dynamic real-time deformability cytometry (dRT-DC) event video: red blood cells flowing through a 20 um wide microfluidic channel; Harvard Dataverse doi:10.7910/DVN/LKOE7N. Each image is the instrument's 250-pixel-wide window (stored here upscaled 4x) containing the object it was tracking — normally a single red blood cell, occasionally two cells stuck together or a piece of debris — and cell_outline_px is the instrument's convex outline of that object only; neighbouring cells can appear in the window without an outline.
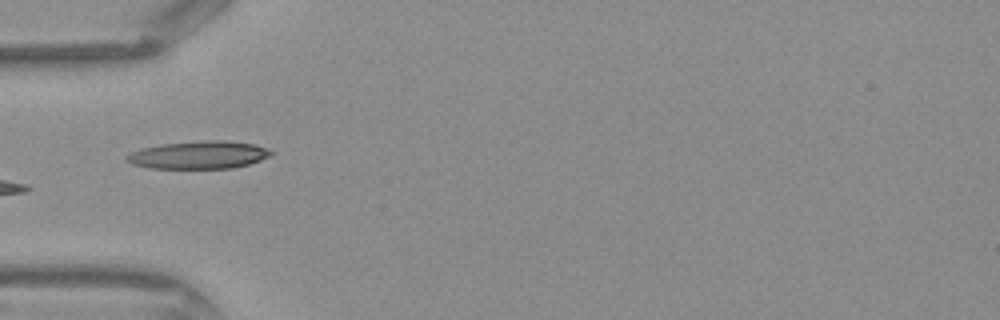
{"species": "Egyptian fruit bat (a non-hibernating species)", "species_latin": "Rousettus aegyptiacus", "temperature_condition": "warm", "stored_images_in_passage": 30, "camera_frame_rate_fps": 3000, "um_per_image_px": 0.085, "frame": {"image": 1, "passage_image": 1, "time_ms": 0.0, "image_size_px": [1000, 320], "cell_outline_px": [[276, 152], [272, 156], [248, 164], [232, 168], [148, 168], [132, 164], [124, 160], [124, 156], [140, 148], [160, 144], [204, 140], [224, 140], [256, 144], [268, 148]], "centroid_in_image_um": [16.91, 13.16], "position_along_channel_um": 68.1, "area_um2": 23.7}}
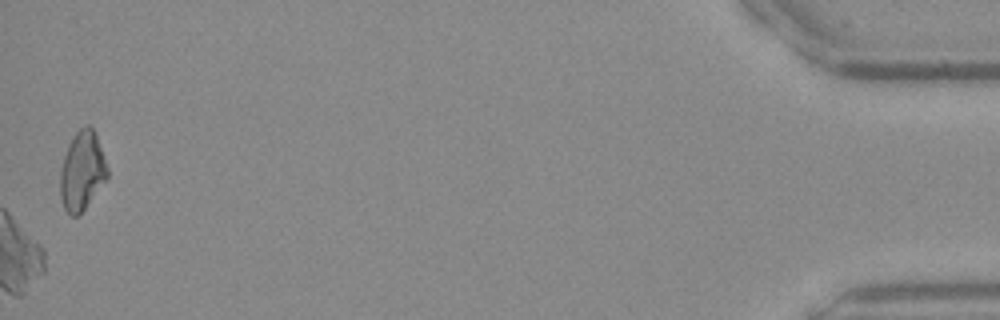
{"frame": {"image": 2, "passage_image": 30, "time_ms": 9.667, "image_size_px": [1000, 320], "cell_outline_px": [[108, 176], [84, 208], [76, 216], [72, 216], [64, 208], [60, 196], [60, 172], [64, 156], [72, 136], [80, 128], [88, 124], [96, 132], [108, 168]], "centroid_in_image_um": [6.97, 14.48], "position_along_channel_um": 428.2, "area_um2": 21.39}}